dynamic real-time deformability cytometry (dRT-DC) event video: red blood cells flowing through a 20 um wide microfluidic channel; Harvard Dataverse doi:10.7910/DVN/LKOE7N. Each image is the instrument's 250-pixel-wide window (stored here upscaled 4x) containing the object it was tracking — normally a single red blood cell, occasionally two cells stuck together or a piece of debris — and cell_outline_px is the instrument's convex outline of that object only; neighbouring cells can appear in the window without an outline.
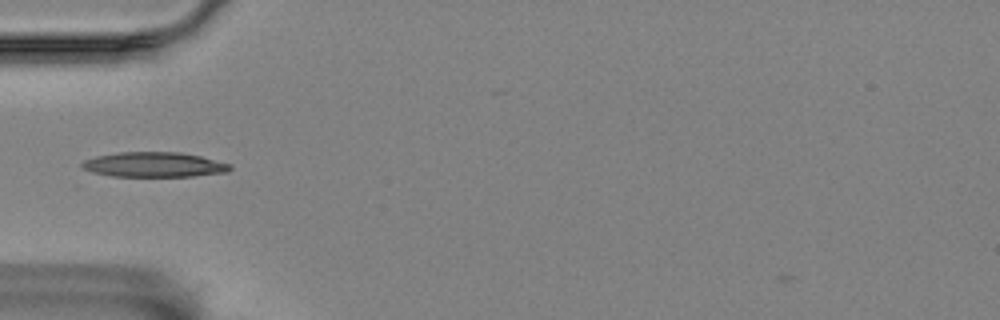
{"species": "Egyptian fruit bat (a non-hibernating species)", "species_latin": "Rousettus aegyptiacus", "temperature_condition": "room temperature", "stored_images_in_passage": 43, "camera_frame_rate_fps": 3000, "um_per_image_px": 0.085, "animal": {"sex": "female"}, "frame": {"image": 1, "passage_image": 5, "time_ms": 1.333, "image_size_px": [1000, 320], "cell_outline_px": [[232, 168], [228, 172], [192, 176], [112, 176], [92, 172], [84, 168], [80, 164], [84, 160], [96, 156], [116, 152], [180, 152], [200, 156], [232, 164]], "centroid_in_image_um": [13.11, 13.99], "position_along_channel_um": 71.9, "area_um2": 21.5}}
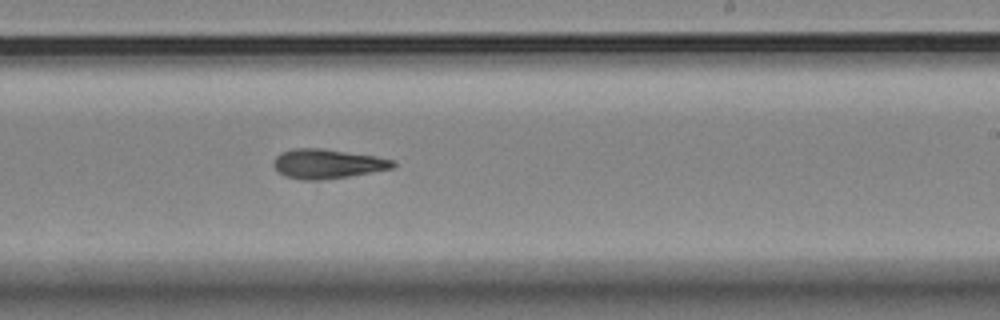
{"frame": {"image": 2, "passage_image": 21, "time_ms": 6.667, "image_size_px": [1000, 320], "cell_outline_px": [[396, 164], [392, 168], [372, 172], [348, 176], [320, 180], [304, 180], [288, 176], [280, 172], [272, 164], [276, 156], [280, 152], [292, 148], [324, 148], [376, 156], [392, 160]], "centroid_in_image_um": [27.81, 13.9], "position_along_channel_um": 261.2, "area_um2": 20.35}}
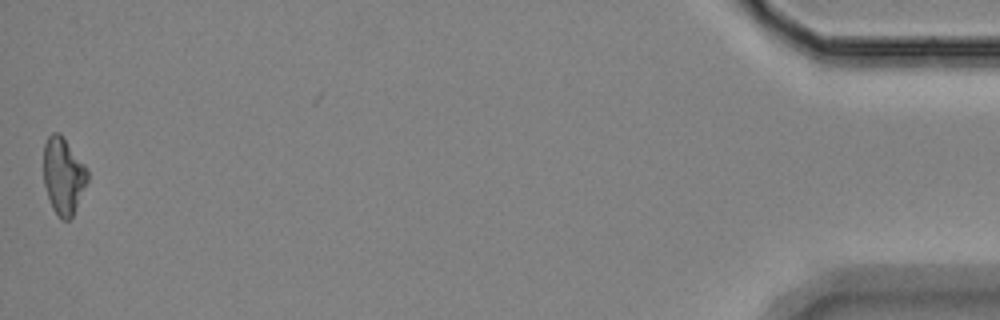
{"frame": {"image": 3, "passage_image": 43, "time_ms": 14.0, "image_size_px": [1000, 320], "cell_outline_px": [[88, 180], [72, 216], [68, 220], [60, 220], [52, 208], [44, 184], [44, 144], [48, 136], [52, 132], [60, 132], [84, 164], [88, 172]], "centroid_in_image_um": [5.37, 14.93], "position_along_channel_um": 429.8, "area_um2": 19.54}, "authors_computed_cell_mechanics": {"area_um2": 19.9988, "velocity_mm_per_s": 3.5192, "shape_relaxation_time_tau1_ms": 5.6848, "shape_relaxation_time_tau2_ms": null, "deformation_change_tau1": 0.1437, "deformation_change_tau2": null}}